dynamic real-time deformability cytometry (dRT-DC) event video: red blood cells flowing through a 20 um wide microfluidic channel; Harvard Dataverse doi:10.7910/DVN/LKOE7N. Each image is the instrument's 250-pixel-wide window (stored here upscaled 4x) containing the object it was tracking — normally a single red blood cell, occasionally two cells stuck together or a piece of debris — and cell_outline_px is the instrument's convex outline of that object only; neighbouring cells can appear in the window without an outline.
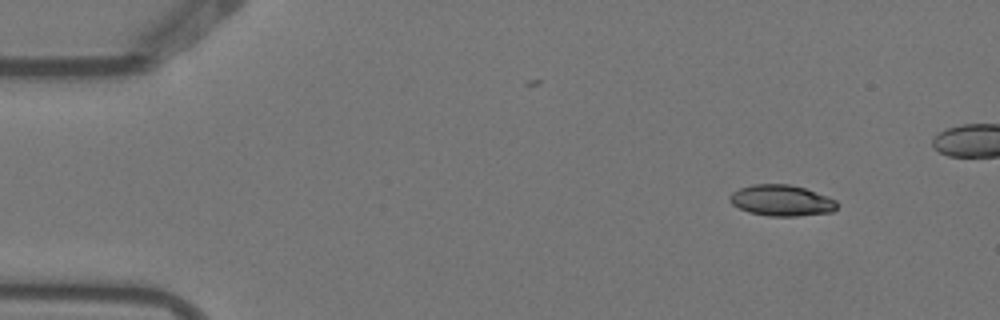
{"species": "Egyptian fruit bat (a non-hibernating species)", "species_latin": "Rousettus aegyptiacus", "temperature_condition": "warm", "stored_images_in_passage": 2, "camera_frame_rate_fps": 3000, "um_per_image_px": 0.085, "animal": {"sex": "female"}, "frame": {"image": 1, "passage_image": 2, "time_ms": 0.333, "image_size_px": [1000, 320], "cell_outline_px": [[840, 204], [832, 212], [796, 216], [768, 216], [748, 212], [732, 204], [728, 200], [728, 196], [732, 192], [740, 188], [752, 184], [788, 184], [804, 188], [836, 200]], "centroid_in_image_um": [66.41, 17.04], "position_along_channel_um": 18.6, "area_um2": 19.42}}